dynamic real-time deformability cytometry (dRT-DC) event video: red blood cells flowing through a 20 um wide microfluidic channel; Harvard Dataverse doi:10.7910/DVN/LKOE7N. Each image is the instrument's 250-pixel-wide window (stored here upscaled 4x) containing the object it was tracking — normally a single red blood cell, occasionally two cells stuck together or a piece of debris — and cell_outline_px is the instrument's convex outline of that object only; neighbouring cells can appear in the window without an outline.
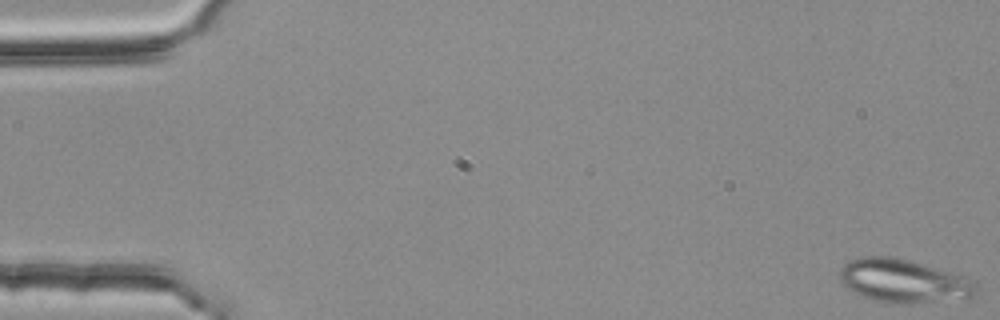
{"species": "common noctule bat (a hibernating species)", "species_latin": "Nyctalus noctula", "temperature_condition": "room temperature", "stored_images_in_passage": 4, "camera_frame_rate_fps": 3000, "um_per_image_px": 0.085, "animal": {"sex": "female", "body_mass_g": 25.1}, "frame": {"image": 1, "passage_image": 1, "time_ms": 0.0, "image_size_px": [1000, 320], "cell_outline_px": [[976, 296], [912, 304], [888, 304], [872, 300], [860, 296], [848, 288], [840, 280], [840, 268], [848, 260], [860, 256], [892, 256], [924, 264], [964, 276], [976, 284]], "centroid_in_image_um": [76.74, 23.88], "position_along_channel_um": 8.3, "area_um2": 34.68}}